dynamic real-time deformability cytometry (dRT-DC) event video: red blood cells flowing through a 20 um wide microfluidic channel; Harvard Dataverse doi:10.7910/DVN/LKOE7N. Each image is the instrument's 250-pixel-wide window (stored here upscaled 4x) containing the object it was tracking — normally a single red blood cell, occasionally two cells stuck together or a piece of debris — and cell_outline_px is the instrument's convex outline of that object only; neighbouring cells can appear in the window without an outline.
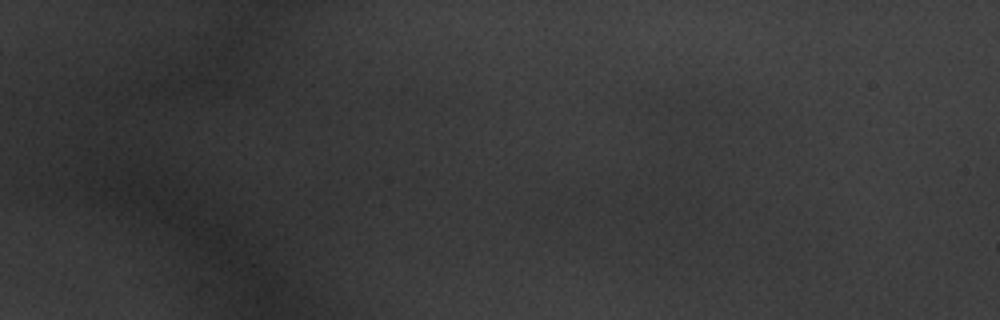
{"species": "common noctule bat (a hibernating species)", "species_latin": "Nyctalus noctula", "temperature_condition": "warm", "stored_images_in_passage": 34, "camera_frame_rate_fps": 3000, "um_per_image_px": 0.085, "animal": {"sex": "male", "body_mass_g": 20.1, "forearm_length_mm": 53.5}, "frame": {"image": 1, "passage_image": 1, "time_ms": 0.0, "image_size_px": [1000, 320], "cell_outline_px": [[688, 216], [680, 220], [668, 224], [652, 228], [640, 224], [624, 216], [624, 208], [664, 188], [676, 196]], "centroid_in_image_um": [55.79, 17.84], "position_along_channel_um": 29.2, "area_um2": 11.27}}